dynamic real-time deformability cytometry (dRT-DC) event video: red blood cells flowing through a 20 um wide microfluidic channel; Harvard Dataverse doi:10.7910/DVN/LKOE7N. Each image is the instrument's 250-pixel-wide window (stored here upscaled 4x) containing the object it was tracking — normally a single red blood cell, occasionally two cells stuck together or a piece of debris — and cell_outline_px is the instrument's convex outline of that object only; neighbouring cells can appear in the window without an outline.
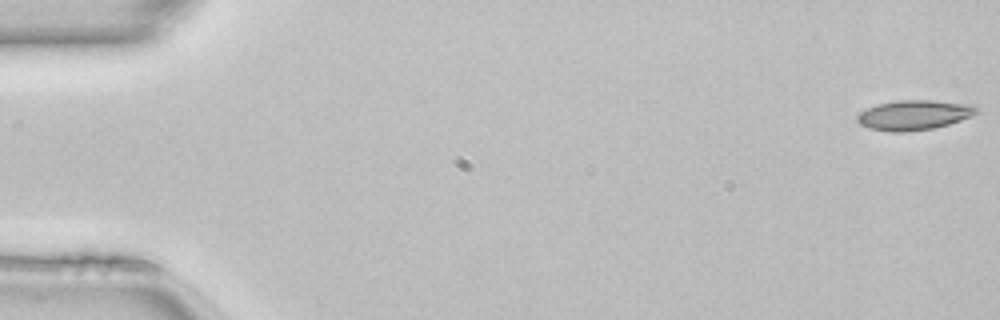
{"species": "common noctule bat (a hibernating species)", "species_latin": "Nyctalus noctula", "temperature_condition": "room temperature", "stored_images_in_passage": 50, "camera_frame_rate_fps": 3000, "um_per_image_px": 0.085, "animal": {"sex": "female", "body_mass_g": 22.7, "forearm_length_mm": 54.2}, "frame": {"image": 1, "passage_image": 1, "time_ms": 0.0, "image_size_px": [1000, 320], "cell_outline_px": [[980, 112], [960, 120], [948, 124], [932, 128], [904, 132], [892, 132], [868, 128], [860, 124], [856, 120], [856, 116], [860, 112], [876, 104], [900, 100], [932, 100], [976, 104], [980, 108]], "centroid_in_image_um": [77.73, 9.76], "position_along_channel_um": 7.3, "area_um2": 20.92}}
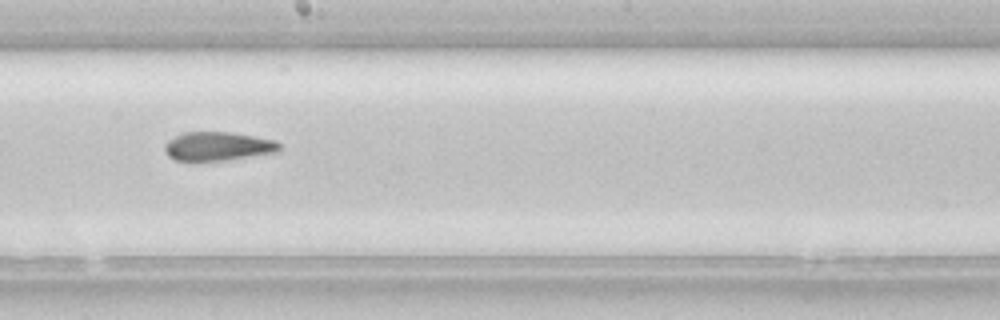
{"frame": {"image": 2, "passage_image": 28, "time_ms": 9.0, "image_size_px": [1000, 320], "cell_outline_px": [[280, 152], [224, 160], [176, 160], [168, 156], [164, 152], [164, 144], [168, 140], [184, 132], [228, 132], [276, 140], [280, 144]], "centroid_in_image_um": [18.52, 12.43], "position_along_channel_um": 229.7, "area_um2": 19.13}}
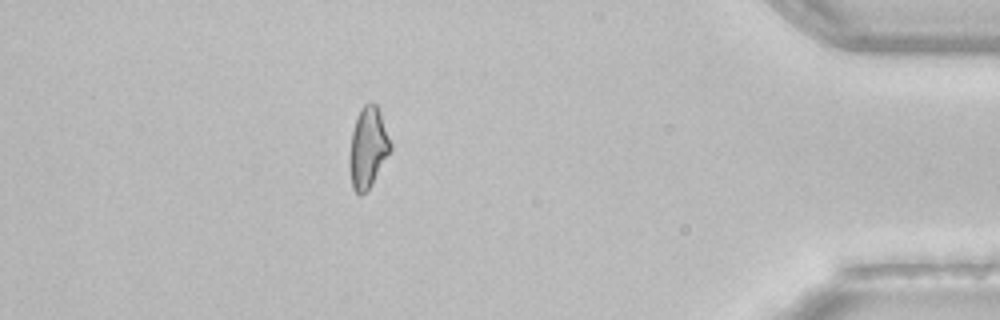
{"frame": {"image": 3, "passage_image": 44, "time_ms": 14.333, "image_size_px": [1000, 320], "cell_outline_px": [[392, 148], [368, 188], [360, 196], [352, 188], [348, 168], [348, 156], [352, 132], [356, 116], [360, 108], [364, 104], [372, 100], [376, 104], [380, 112], [392, 144]], "centroid_in_image_um": [31.24, 12.5], "position_along_channel_um": 404.0, "area_um2": 19.36}, "authors_computed_cell_mechanics": {"area_um2": 19.8543, "velocity_mm_per_s": 4.1449, "shape_relaxation_time_tau1_ms": 8.9871, "shape_relaxation_time_tau2_ms": 2.0265, "deformation_change_tau1": 0.2198, "deformation_change_tau2": 0.1055}}